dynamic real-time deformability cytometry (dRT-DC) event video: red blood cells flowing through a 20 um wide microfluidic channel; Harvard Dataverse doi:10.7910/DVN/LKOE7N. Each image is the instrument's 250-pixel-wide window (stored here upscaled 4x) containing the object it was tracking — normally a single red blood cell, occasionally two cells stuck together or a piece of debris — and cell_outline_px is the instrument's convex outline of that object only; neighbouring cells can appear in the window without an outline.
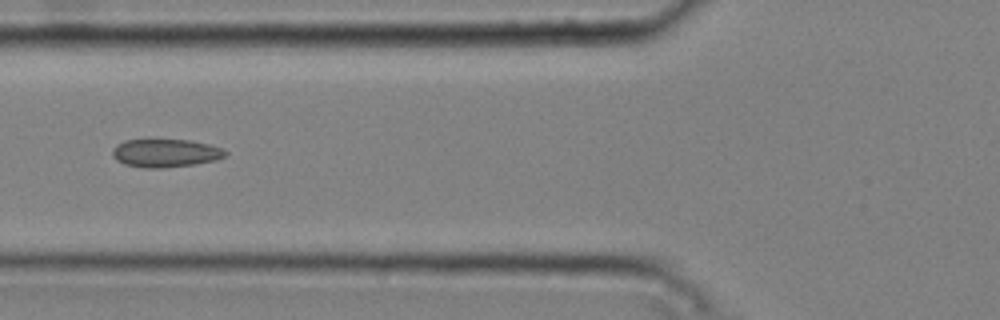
{"species": "common noctule bat (a hibernating species)", "species_latin": "Nyctalus noctula", "temperature_condition": "cold", "stored_images_in_passage": 5, "camera_frame_rate_fps": 3000, "um_per_image_px": 0.085, "animal": {"sex": "male", "body_mass_g": 20.4}, "frame": {"image": 1, "passage_image": 5, "time_ms": 1.333, "image_size_px": [1000, 320], "cell_outline_px": [[228, 152], [224, 156], [216, 160], [196, 164], [164, 168], [144, 168], [124, 164], [116, 160], [112, 156], [112, 148], [116, 144], [124, 140], [188, 140], [208, 144], [224, 148]], "centroid_in_image_um": [14.05, 13.02], "position_along_channel_um": 111.8, "area_um2": 18.67}}